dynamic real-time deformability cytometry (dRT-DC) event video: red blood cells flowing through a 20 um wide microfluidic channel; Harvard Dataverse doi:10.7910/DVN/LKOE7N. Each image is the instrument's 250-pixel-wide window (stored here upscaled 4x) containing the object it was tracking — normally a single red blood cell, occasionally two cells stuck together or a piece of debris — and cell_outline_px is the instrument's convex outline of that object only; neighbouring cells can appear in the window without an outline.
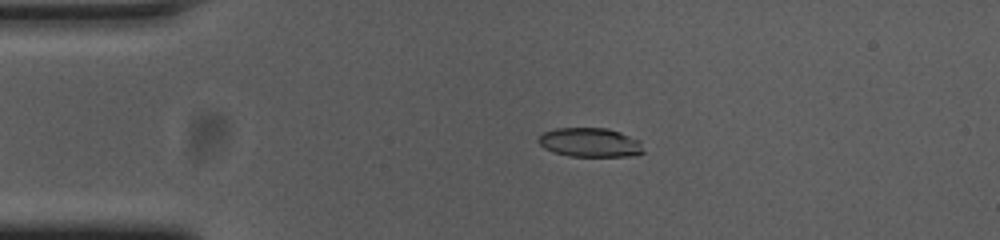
{"species": "common noctule bat (a hibernating species)", "species_latin": "Nyctalus noctula", "temperature_condition": "cold", "stored_images_in_passage": 45, "camera_frame_rate_fps": 3000, "um_per_image_px": 0.085, "animal": {"sex": "female", "body_mass_g": 23.0, "forearm_length_mm": 53.4}, "frame": {"image": 1, "passage_image": 1, "time_ms": 0.0, "image_size_px": [1000, 240], "cell_outline_px": [[644, 152], [636, 156], [572, 156], [552, 152], [544, 148], [536, 140], [544, 132], [556, 128], [608, 128], [620, 132], [640, 140]], "centroid_in_image_um": [50.17, 12.11], "position_along_channel_um": 34.8, "area_um2": 17.92}}
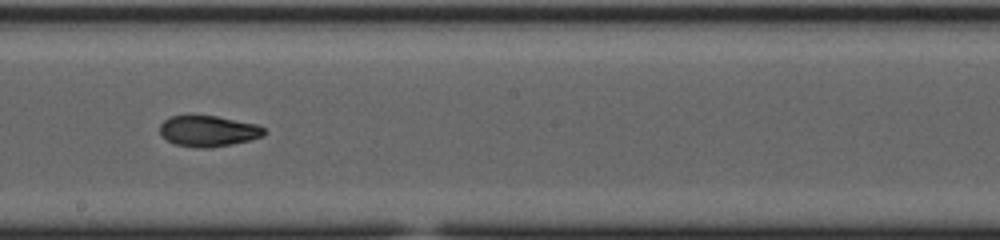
{"frame": {"image": 2, "passage_image": 20, "time_ms": 6.333, "image_size_px": [1000, 240], "cell_outline_px": [[268, 132], [264, 136], [232, 144], [208, 148], [196, 148], [176, 144], [160, 136], [160, 124], [168, 116], [188, 112], [216, 116], [256, 124], [264, 128]], "centroid_in_image_um": [17.65, 11.09], "position_along_channel_um": 230.6, "area_um2": 19.48}}
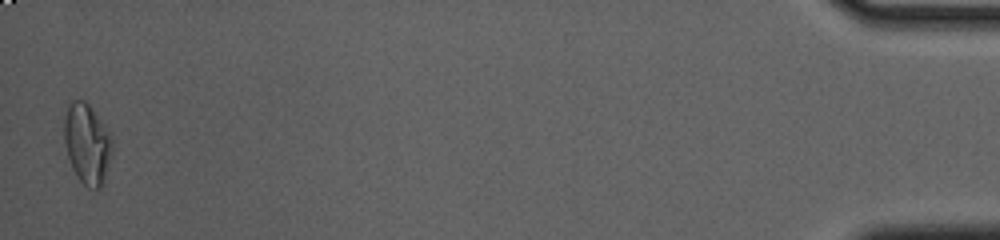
{"frame": {"image": 3, "passage_image": 44, "time_ms": 14.333, "image_size_px": [1000, 240], "cell_outline_px": [[112, 152], [104, 184], [100, 188], [88, 188], [76, 176], [72, 168], [68, 156], [64, 140], [64, 116], [72, 100], [84, 100], [88, 104], [112, 136]], "centroid_in_image_um": [7.41, 12.25], "position_along_channel_um": 427.8, "area_um2": 22.43}, "authors_computed_cell_mechanics": {"area_um2": 19.1896, "velocity_mm_per_s": 3.67, "shape_relaxation_time_tau1_ms": null, "shape_relaxation_time_tau2_ms": 2.5976, "deformation_change_tau1": null, "deformation_change_tau2": 0.0756}}